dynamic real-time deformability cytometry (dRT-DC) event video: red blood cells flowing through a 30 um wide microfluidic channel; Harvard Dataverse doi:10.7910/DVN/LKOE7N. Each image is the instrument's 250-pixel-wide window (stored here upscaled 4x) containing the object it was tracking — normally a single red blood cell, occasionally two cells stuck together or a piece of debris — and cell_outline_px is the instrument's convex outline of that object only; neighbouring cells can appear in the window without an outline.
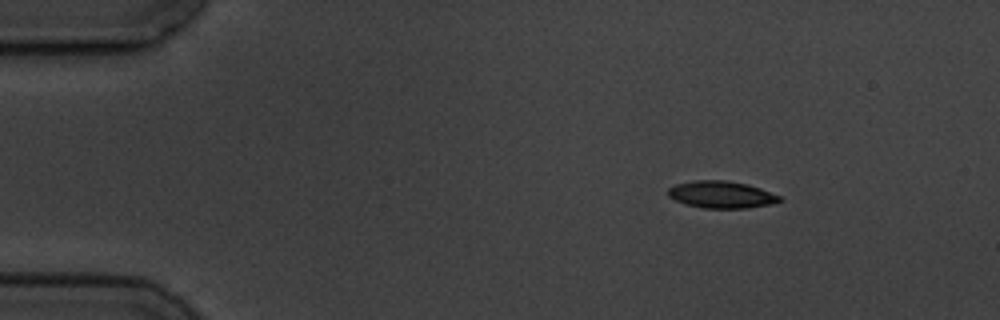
{"species": "common noctule bat (a hibernating species)", "species_latin": "Nyctalus noctula", "temperature_condition": "cold", "stored_images_in_passage": 9, "camera_frame_rate_fps": 3000, "um_per_image_px": 0.085, "animal": {"sex": "male", "body_mass_g": 19.5, "forearm_length_mm": 54.6}, "frame": {"image": 1, "passage_image": 2, "time_ms": 1.333, "image_size_px": [1000, 320], "cell_outline_px": [[784, 200], [768, 204], [748, 208], [704, 208], [684, 204], [668, 196], [668, 188], [676, 184], [696, 180], [724, 180], [748, 184], [760, 188], [780, 196]], "centroid_in_image_um": [61.3, 16.54], "position_along_channel_um": 23.7, "area_um2": 17.51}}
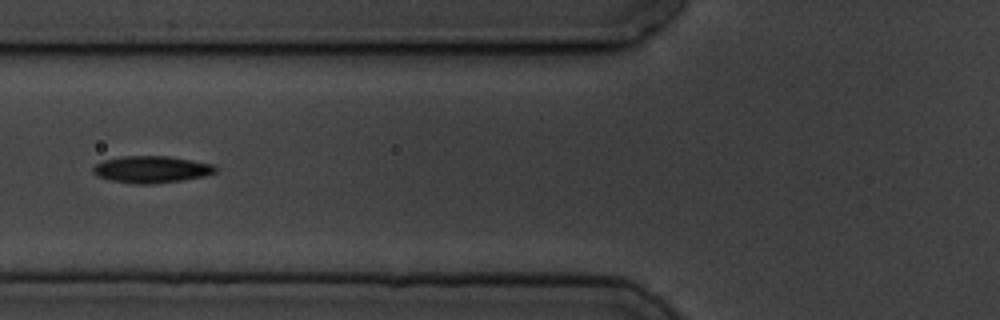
{"frame": {"image": 2, "passage_image": 6, "time_ms": 6.0, "image_size_px": [1000, 320], "cell_outline_px": [[216, 172], [204, 176], [180, 180], [152, 184], [132, 184], [108, 180], [96, 176], [92, 172], [92, 168], [96, 164], [104, 160], [120, 156], [168, 156], [192, 160], [212, 164], [216, 168]], "centroid_in_image_um": [12.81, 14.4], "position_along_channel_um": 113.0, "area_um2": 19.25}}
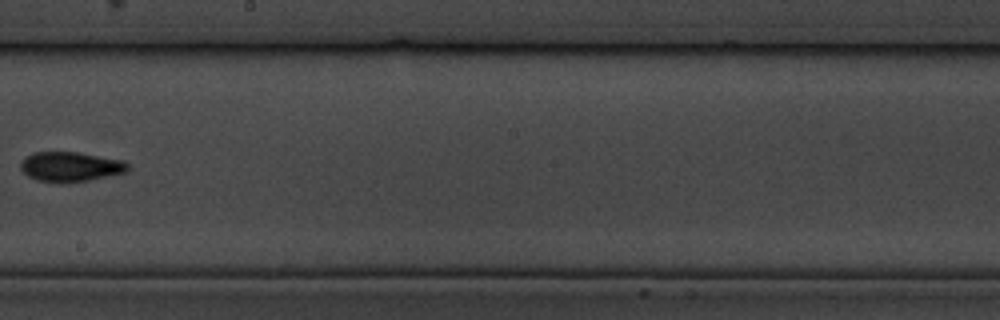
{"frame": {"image": 3, "passage_image": 9, "time_ms": 9.667, "image_size_px": [1000, 320], "cell_outline_px": [[128, 172], [88, 180], [36, 180], [28, 176], [20, 168], [20, 160], [32, 152], [76, 152], [124, 160], [128, 164]], "centroid_in_image_um": [5.99, 14.13], "position_along_channel_um": 242.2, "area_um2": 18.09}}